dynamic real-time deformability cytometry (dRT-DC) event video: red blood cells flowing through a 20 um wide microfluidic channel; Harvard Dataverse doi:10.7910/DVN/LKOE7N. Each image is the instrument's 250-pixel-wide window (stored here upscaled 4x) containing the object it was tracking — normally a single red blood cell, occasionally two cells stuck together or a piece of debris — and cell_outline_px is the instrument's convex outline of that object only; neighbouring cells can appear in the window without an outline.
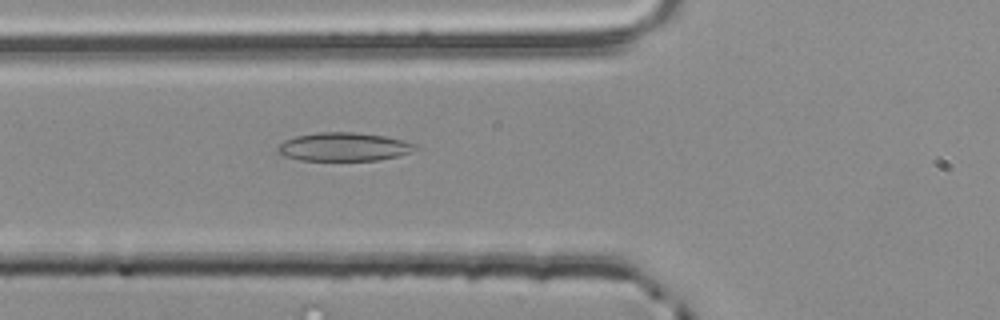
{"species": "common noctule bat (a hibernating species)", "species_latin": "Nyctalus noctula", "temperature_condition": "room temperature", "stored_images_in_passage": 46, "camera_frame_rate_fps": 3000, "um_per_image_px": 0.085, "animal": {"sex": "male", "body_mass_g": 20.4}, "frame": {"image": 1, "passage_image": 12, "time_ms": 3.667, "image_size_px": [1000, 320], "cell_outline_px": [[416, 148], [408, 152], [396, 156], [376, 160], [300, 160], [284, 156], [276, 148], [284, 140], [296, 136], [316, 132], [356, 132], [384, 136], [404, 140], [416, 144]], "centroid_in_image_um": [29.19, 12.47], "position_along_channel_um": 96.6, "area_um2": 22.6}}
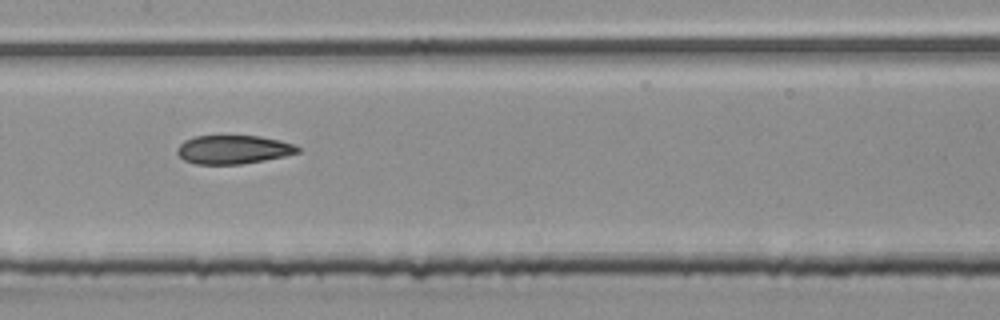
{"frame": {"image": 2, "passage_image": 19, "time_ms": 6.0, "image_size_px": [1000, 320], "cell_outline_px": [[300, 152], [284, 156], [264, 160], [240, 164], [196, 164], [184, 160], [176, 152], [176, 148], [184, 140], [192, 136], [260, 136], [296, 144], [300, 148]], "centroid_in_image_um": [19.82, 12.71], "position_along_channel_um": 187.6, "area_um2": 20.17}}
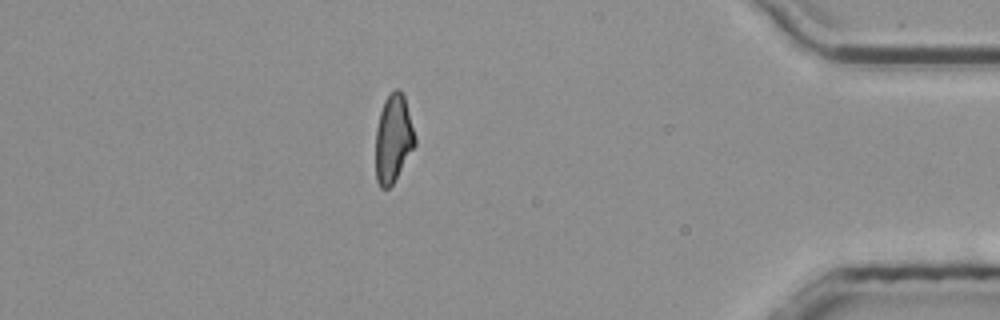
{"frame": {"image": 3, "passage_image": 39, "time_ms": 12.667, "image_size_px": [1000, 320], "cell_outline_px": [[416, 144], [392, 184], [388, 188], [380, 188], [376, 180], [376, 128], [380, 112], [384, 100], [396, 88], [404, 96], [416, 136]], "centroid_in_image_um": [33.43, 11.79], "position_along_channel_um": 401.8, "area_um2": 19.94}, "authors_computed_cell_mechanics": {"area_um2": 20.9236, "velocity_mm_per_s": 3.8611, "shape_relaxation_time_tau1_ms": 8.0812, "shape_relaxation_time_tau2_ms": 3.5253, "deformation_change_tau1": 0.1922, "deformation_change_tau2": 0.1107}}